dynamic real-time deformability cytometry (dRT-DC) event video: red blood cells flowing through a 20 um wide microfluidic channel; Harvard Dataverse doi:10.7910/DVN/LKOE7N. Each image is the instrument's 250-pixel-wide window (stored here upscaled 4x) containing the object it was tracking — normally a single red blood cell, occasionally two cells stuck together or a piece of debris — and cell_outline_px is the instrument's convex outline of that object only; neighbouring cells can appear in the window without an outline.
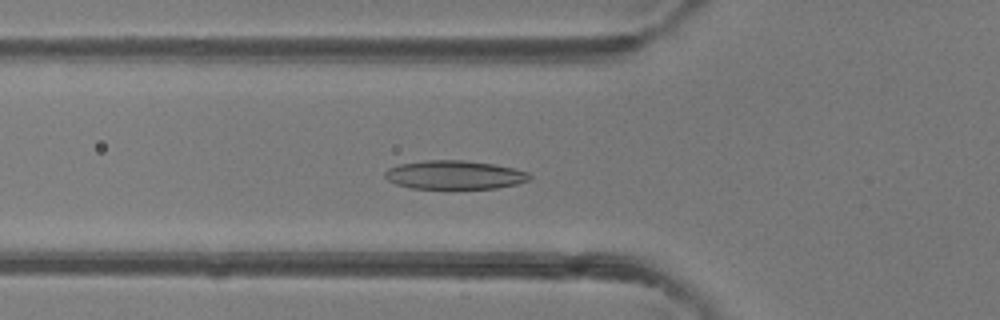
{"species": "common noctule bat (a hibernating species)", "species_latin": "Nyctalus noctula", "temperature_condition": "room temperature", "stored_images_in_passage": 49, "camera_frame_rate_fps": 3000, "um_per_image_px": 0.085, "animal": {"sex": "female"}, "frame": {"image": 1, "passage_image": 17, "time_ms": 5.333, "image_size_px": [1000, 320], "cell_outline_px": [[532, 176], [528, 180], [516, 184], [496, 188], [412, 188], [396, 184], [388, 180], [384, 176], [384, 172], [388, 168], [400, 164], [424, 160], [464, 160], [496, 164], [528, 172]], "centroid_in_image_um": [38.62, 14.85], "position_along_channel_um": 87.2, "area_um2": 24.1}}
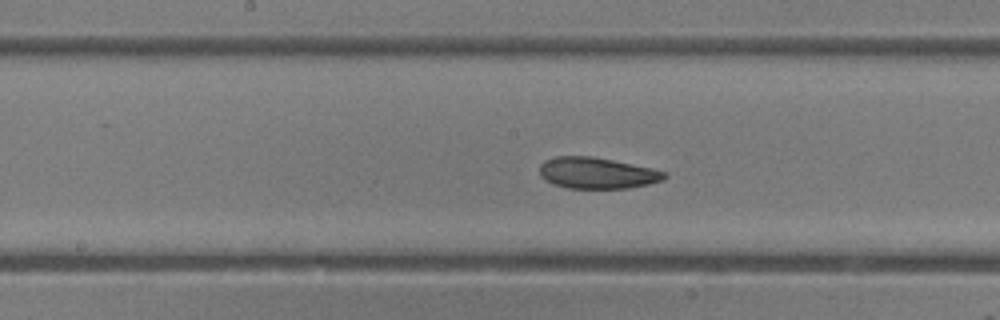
{"frame": {"image": 2, "passage_image": 25, "time_ms": 8.0, "image_size_px": [1000, 320], "cell_outline_px": [[668, 176], [664, 180], [648, 184], [628, 188], [568, 188], [552, 184], [540, 176], [540, 164], [544, 160], [556, 156], [592, 156], [652, 168], [668, 172]], "centroid_in_image_um": [50.75, 14.7], "position_along_channel_um": 197.4, "area_um2": 22.83}}
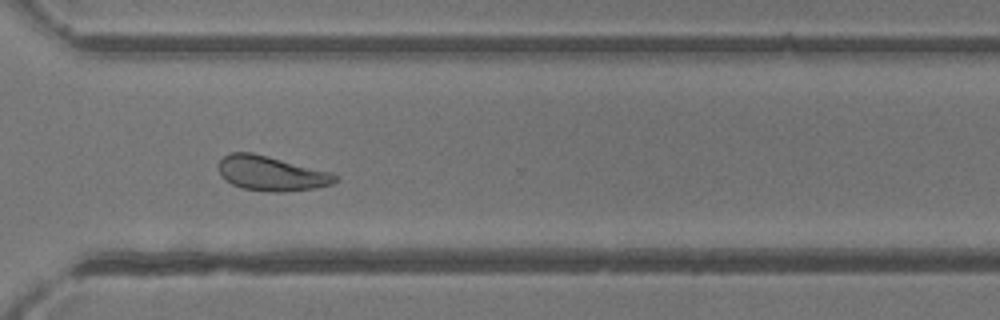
{"frame": {"image": 3, "passage_image": 36, "time_ms": 11.667, "image_size_px": [1000, 320], "cell_outline_px": [[340, 176], [332, 184], [316, 188], [280, 192], [268, 192], [244, 188], [232, 184], [224, 180], [220, 172], [220, 160], [224, 156], [232, 152], [252, 152], [268, 156], [328, 172]], "centroid_in_image_um": [23.05, 14.75], "position_along_channel_um": 347.6, "area_um2": 23.24}, "authors_computed_cell_mechanics": {"area_um2": 24.3338, "velocity_mm_per_s": 4.1167, "shape_relaxation_time_tau1_ms": 10.6196, "shape_relaxation_time_tau2_ms": 3.6422, "deformation_change_tau1": 0.2123, "deformation_change_tau2": 0.1096}}